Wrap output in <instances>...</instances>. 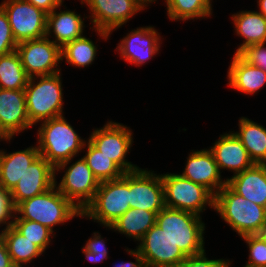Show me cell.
Segmentation results:
<instances>
[{"label": "cell", "mask_w": 266, "mask_h": 267, "mask_svg": "<svg viewBox=\"0 0 266 267\" xmlns=\"http://www.w3.org/2000/svg\"><path fill=\"white\" fill-rule=\"evenodd\" d=\"M37 148L54 168L84 151L87 140L82 139L64 115L39 123Z\"/></svg>", "instance_id": "1"}, {"label": "cell", "mask_w": 266, "mask_h": 267, "mask_svg": "<svg viewBox=\"0 0 266 267\" xmlns=\"http://www.w3.org/2000/svg\"><path fill=\"white\" fill-rule=\"evenodd\" d=\"M240 236L257 234L266 222V208L236 194L227 184L214 196V208Z\"/></svg>", "instance_id": "2"}, {"label": "cell", "mask_w": 266, "mask_h": 267, "mask_svg": "<svg viewBox=\"0 0 266 267\" xmlns=\"http://www.w3.org/2000/svg\"><path fill=\"white\" fill-rule=\"evenodd\" d=\"M75 217H82V212L54 185L46 192L19 203L15 207L14 219L39 222L54 232L56 225H64Z\"/></svg>", "instance_id": "3"}, {"label": "cell", "mask_w": 266, "mask_h": 267, "mask_svg": "<svg viewBox=\"0 0 266 267\" xmlns=\"http://www.w3.org/2000/svg\"><path fill=\"white\" fill-rule=\"evenodd\" d=\"M61 78V72L29 77L24 91L27 115L32 125L64 115Z\"/></svg>", "instance_id": "4"}, {"label": "cell", "mask_w": 266, "mask_h": 267, "mask_svg": "<svg viewBox=\"0 0 266 267\" xmlns=\"http://www.w3.org/2000/svg\"><path fill=\"white\" fill-rule=\"evenodd\" d=\"M194 213L164 207L156 215V224L179 247L183 254L193 256L205 251V223Z\"/></svg>", "instance_id": "5"}, {"label": "cell", "mask_w": 266, "mask_h": 267, "mask_svg": "<svg viewBox=\"0 0 266 267\" xmlns=\"http://www.w3.org/2000/svg\"><path fill=\"white\" fill-rule=\"evenodd\" d=\"M130 208L128 172L121 178L100 182L94 199L83 210L81 218L110 227Z\"/></svg>", "instance_id": "6"}, {"label": "cell", "mask_w": 266, "mask_h": 267, "mask_svg": "<svg viewBox=\"0 0 266 267\" xmlns=\"http://www.w3.org/2000/svg\"><path fill=\"white\" fill-rule=\"evenodd\" d=\"M166 207L194 213L200 217L207 206L214 208V195L204 186L175 173L161 174Z\"/></svg>", "instance_id": "7"}, {"label": "cell", "mask_w": 266, "mask_h": 267, "mask_svg": "<svg viewBox=\"0 0 266 267\" xmlns=\"http://www.w3.org/2000/svg\"><path fill=\"white\" fill-rule=\"evenodd\" d=\"M71 161L72 159L55 167V186L75 207L83 212L94 199L100 182L93 175L83 157L67 167ZM62 170H64V174L58 184L56 174Z\"/></svg>", "instance_id": "8"}, {"label": "cell", "mask_w": 266, "mask_h": 267, "mask_svg": "<svg viewBox=\"0 0 266 267\" xmlns=\"http://www.w3.org/2000/svg\"><path fill=\"white\" fill-rule=\"evenodd\" d=\"M90 11V23L104 40L145 7L138 0H81Z\"/></svg>", "instance_id": "9"}, {"label": "cell", "mask_w": 266, "mask_h": 267, "mask_svg": "<svg viewBox=\"0 0 266 267\" xmlns=\"http://www.w3.org/2000/svg\"><path fill=\"white\" fill-rule=\"evenodd\" d=\"M92 130L88 140L124 173L140 168L125 159L133 143V133L129 127L118 122L108 121L103 127Z\"/></svg>", "instance_id": "10"}, {"label": "cell", "mask_w": 266, "mask_h": 267, "mask_svg": "<svg viewBox=\"0 0 266 267\" xmlns=\"http://www.w3.org/2000/svg\"><path fill=\"white\" fill-rule=\"evenodd\" d=\"M0 7L5 11L15 41L46 37L47 13L26 0H3Z\"/></svg>", "instance_id": "11"}, {"label": "cell", "mask_w": 266, "mask_h": 267, "mask_svg": "<svg viewBox=\"0 0 266 267\" xmlns=\"http://www.w3.org/2000/svg\"><path fill=\"white\" fill-rule=\"evenodd\" d=\"M50 39L43 37L18 43L16 51L29 77L61 72V47Z\"/></svg>", "instance_id": "12"}, {"label": "cell", "mask_w": 266, "mask_h": 267, "mask_svg": "<svg viewBox=\"0 0 266 267\" xmlns=\"http://www.w3.org/2000/svg\"><path fill=\"white\" fill-rule=\"evenodd\" d=\"M136 249L146 267H178L186 258L179 247L157 224L138 241Z\"/></svg>", "instance_id": "13"}, {"label": "cell", "mask_w": 266, "mask_h": 267, "mask_svg": "<svg viewBox=\"0 0 266 267\" xmlns=\"http://www.w3.org/2000/svg\"><path fill=\"white\" fill-rule=\"evenodd\" d=\"M129 204L157 215L165 207L161 175L146 168L129 172Z\"/></svg>", "instance_id": "14"}, {"label": "cell", "mask_w": 266, "mask_h": 267, "mask_svg": "<svg viewBox=\"0 0 266 267\" xmlns=\"http://www.w3.org/2000/svg\"><path fill=\"white\" fill-rule=\"evenodd\" d=\"M129 32L115 48L124 61L139 67L159 53L161 36L154 26L138 27Z\"/></svg>", "instance_id": "15"}, {"label": "cell", "mask_w": 266, "mask_h": 267, "mask_svg": "<svg viewBox=\"0 0 266 267\" xmlns=\"http://www.w3.org/2000/svg\"><path fill=\"white\" fill-rule=\"evenodd\" d=\"M55 185V168L39 155L9 192L16 207L24 200L46 192Z\"/></svg>", "instance_id": "16"}, {"label": "cell", "mask_w": 266, "mask_h": 267, "mask_svg": "<svg viewBox=\"0 0 266 267\" xmlns=\"http://www.w3.org/2000/svg\"><path fill=\"white\" fill-rule=\"evenodd\" d=\"M32 126L27 115L24 89H0V131L7 138H13Z\"/></svg>", "instance_id": "17"}, {"label": "cell", "mask_w": 266, "mask_h": 267, "mask_svg": "<svg viewBox=\"0 0 266 267\" xmlns=\"http://www.w3.org/2000/svg\"><path fill=\"white\" fill-rule=\"evenodd\" d=\"M186 162L180 175L206 187L214 196L226 185L227 180H222L217 163L209 149L192 150Z\"/></svg>", "instance_id": "18"}, {"label": "cell", "mask_w": 266, "mask_h": 267, "mask_svg": "<svg viewBox=\"0 0 266 267\" xmlns=\"http://www.w3.org/2000/svg\"><path fill=\"white\" fill-rule=\"evenodd\" d=\"M209 150L214 156L220 173L222 169H226L236 175L254 165L244 145L232 131L220 135Z\"/></svg>", "instance_id": "19"}, {"label": "cell", "mask_w": 266, "mask_h": 267, "mask_svg": "<svg viewBox=\"0 0 266 267\" xmlns=\"http://www.w3.org/2000/svg\"><path fill=\"white\" fill-rule=\"evenodd\" d=\"M63 3L47 14L46 37L61 48L68 42L83 36L84 20L81 15L71 10H61ZM58 8L61 10L58 12ZM84 19V20H83ZM53 33V34H52Z\"/></svg>", "instance_id": "20"}, {"label": "cell", "mask_w": 266, "mask_h": 267, "mask_svg": "<svg viewBox=\"0 0 266 267\" xmlns=\"http://www.w3.org/2000/svg\"><path fill=\"white\" fill-rule=\"evenodd\" d=\"M226 180L236 194L266 208V164H254Z\"/></svg>", "instance_id": "21"}, {"label": "cell", "mask_w": 266, "mask_h": 267, "mask_svg": "<svg viewBox=\"0 0 266 267\" xmlns=\"http://www.w3.org/2000/svg\"><path fill=\"white\" fill-rule=\"evenodd\" d=\"M227 71L228 86L242 94H256L266 85V72L234 53Z\"/></svg>", "instance_id": "22"}, {"label": "cell", "mask_w": 266, "mask_h": 267, "mask_svg": "<svg viewBox=\"0 0 266 267\" xmlns=\"http://www.w3.org/2000/svg\"><path fill=\"white\" fill-rule=\"evenodd\" d=\"M37 145L7 153L0 150V187L11 191L29 165L39 156Z\"/></svg>", "instance_id": "23"}, {"label": "cell", "mask_w": 266, "mask_h": 267, "mask_svg": "<svg viewBox=\"0 0 266 267\" xmlns=\"http://www.w3.org/2000/svg\"><path fill=\"white\" fill-rule=\"evenodd\" d=\"M231 19L235 34L244 39L236 49V54L250 45L266 43V18L261 13L243 10L232 14Z\"/></svg>", "instance_id": "24"}, {"label": "cell", "mask_w": 266, "mask_h": 267, "mask_svg": "<svg viewBox=\"0 0 266 267\" xmlns=\"http://www.w3.org/2000/svg\"><path fill=\"white\" fill-rule=\"evenodd\" d=\"M11 261L15 267H24L35 258L45 253L39 246L24 237L13 225L1 229Z\"/></svg>", "instance_id": "25"}, {"label": "cell", "mask_w": 266, "mask_h": 267, "mask_svg": "<svg viewBox=\"0 0 266 267\" xmlns=\"http://www.w3.org/2000/svg\"><path fill=\"white\" fill-rule=\"evenodd\" d=\"M238 121L239 130L232 132L242 142L254 164H266V128L247 117Z\"/></svg>", "instance_id": "26"}, {"label": "cell", "mask_w": 266, "mask_h": 267, "mask_svg": "<svg viewBox=\"0 0 266 267\" xmlns=\"http://www.w3.org/2000/svg\"><path fill=\"white\" fill-rule=\"evenodd\" d=\"M156 224V214L143 209H128L110 227H105L139 241Z\"/></svg>", "instance_id": "27"}, {"label": "cell", "mask_w": 266, "mask_h": 267, "mask_svg": "<svg viewBox=\"0 0 266 267\" xmlns=\"http://www.w3.org/2000/svg\"><path fill=\"white\" fill-rule=\"evenodd\" d=\"M171 21H188L211 17L213 0H164Z\"/></svg>", "instance_id": "28"}, {"label": "cell", "mask_w": 266, "mask_h": 267, "mask_svg": "<svg viewBox=\"0 0 266 267\" xmlns=\"http://www.w3.org/2000/svg\"><path fill=\"white\" fill-rule=\"evenodd\" d=\"M28 80L29 76L16 50L0 56V89H25Z\"/></svg>", "instance_id": "29"}, {"label": "cell", "mask_w": 266, "mask_h": 267, "mask_svg": "<svg viewBox=\"0 0 266 267\" xmlns=\"http://www.w3.org/2000/svg\"><path fill=\"white\" fill-rule=\"evenodd\" d=\"M84 146H87V149L83 158L99 182L115 180L123 176L124 172L88 139Z\"/></svg>", "instance_id": "30"}, {"label": "cell", "mask_w": 266, "mask_h": 267, "mask_svg": "<svg viewBox=\"0 0 266 267\" xmlns=\"http://www.w3.org/2000/svg\"><path fill=\"white\" fill-rule=\"evenodd\" d=\"M97 49L96 44L91 39L82 36L66 43L61 48L62 61L65 59L66 63L73 67H89L97 58Z\"/></svg>", "instance_id": "31"}, {"label": "cell", "mask_w": 266, "mask_h": 267, "mask_svg": "<svg viewBox=\"0 0 266 267\" xmlns=\"http://www.w3.org/2000/svg\"><path fill=\"white\" fill-rule=\"evenodd\" d=\"M20 233L29 239L32 243L39 246L44 252L51 244V237L55 236L54 232L48 227L25 219H14L12 224Z\"/></svg>", "instance_id": "32"}, {"label": "cell", "mask_w": 266, "mask_h": 267, "mask_svg": "<svg viewBox=\"0 0 266 267\" xmlns=\"http://www.w3.org/2000/svg\"><path fill=\"white\" fill-rule=\"evenodd\" d=\"M105 241L99 232H93L92 236L86 241L82 248V253L91 263L104 262L109 259Z\"/></svg>", "instance_id": "33"}, {"label": "cell", "mask_w": 266, "mask_h": 267, "mask_svg": "<svg viewBox=\"0 0 266 267\" xmlns=\"http://www.w3.org/2000/svg\"><path fill=\"white\" fill-rule=\"evenodd\" d=\"M249 248V258L246 264L266 267V241L258 235H245L241 237Z\"/></svg>", "instance_id": "34"}, {"label": "cell", "mask_w": 266, "mask_h": 267, "mask_svg": "<svg viewBox=\"0 0 266 267\" xmlns=\"http://www.w3.org/2000/svg\"><path fill=\"white\" fill-rule=\"evenodd\" d=\"M17 45L8 17L5 11L0 7V56L15 51Z\"/></svg>", "instance_id": "35"}, {"label": "cell", "mask_w": 266, "mask_h": 267, "mask_svg": "<svg viewBox=\"0 0 266 267\" xmlns=\"http://www.w3.org/2000/svg\"><path fill=\"white\" fill-rule=\"evenodd\" d=\"M266 43L250 45L244 48L239 55L253 66L266 72Z\"/></svg>", "instance_id": "36"}, {"label": "cell", "mask_w": 266, "mask_h": 267, "mask_svg": "<svg viewBox=\"0 0 266 267\" xmlns=\"http://www.w3.org/2000/svg\"><path fill=\"white\" fill-rule=\"evenodd\" d=\"M206 252L186 257L178 267H230L232 261L225 259H209Z\"/></svg>", "instance_id": "37"}, {"label": "cell", "mask_w": 266, "mask_h": 267, "mask_svg": "<svg viewBox=\"0 0 266 267\" xmlns=\"http://www.w3.org/2000/svg\"><path fill=\"white\" fill-rule=\"evenodd\" d=\"M15 207L12 203L9 191L0 187V227H8L13 224Z\"/></svg>", "instance_id": "38"}, {"label": "cell", "mask_w": 266, "mask_h": 267, "mask_svg": "<svg viewBox=\"0 0 266 267\" xmlns=\"http://www.w3.org/2000/svg\"><path fill=\"white\" fill-rule=\"evenodd\" d=\"M44 12L51 13L55 8L64 3V0H26Z\"/></svg>", "instance_id": "39"}, {"label": "cell", "mask_w": 266, "mask_h": 267, "mask_svg": "<svg viewBox=\"0 0 266 267\" xmlns=\"http://www.w3.org/2000/svg\"><path fill=\"white\" fill-rule=\"evenodd\" d=\"M126 252H128V254L130 256L135 257V262H118L119 264L117 265L116 263L114 264V267H146L143 257L141 256L140 252L137 249H125Z\"/></svg>", "instance_id": "40"}, {"label": "cell", "mask_w": 266, "mask_h": 267, "mask_svg": "<svg viewBox=\"0 0 266 267\" xmlns=\"http://www.w3.org/2000/svg\"><path fill=\"white\" fill-rule=\"evenodd\" d=\"M0 267H15L11 261L6 244L0 235Z\"/></svg>", "instance_id": "41"}, {"label": "cell", "mask_w": 266, "mask_h": 267, "mask_svg": "<svg viewBox=\"0 0 266 267\" xmlns=\"http://www.w3.org/2000/svg\"><path fill=\"white\" fill-rule=\"evenodd\" d=\"M259 13H261L266 18V0H257Z\"/></svg>", "instance_id": "42"}, {"label": "cell", "mask_w": 266, "mask_h": 267, "mask_svg": "<svg viewBox=\"0 0 266 267\" xmlns=\"http://www.w3.org/2000/svg\"><path fill=\"white\" fill-rule=\"evenodd\" d=\"M256 235L266 241V222L262 225L260 231Z\"/></svg>", "instance_id": "43"}, {"label": "cell", "mask_w": 266, "mask_h": 267, "mask_svg": "<svg viewBox=\"0 0 266 267\" xmlns=\"http://www.w3.org/2000/svg\"><path fill=\"white\" fill-rule=\"evenodd\" d=\"M145 8L148 6L150 3H155L157 0H138Z\"/></svg>", "instance_id": "44"}, {"label": "cell", "mask_w": 266, "mask_h": 267, "mask_svg": "<svg viewBox=\"0 0 266 267\" xmlns=\"http://www.w3.org/2000/svg\"><path fill=\"white\" fill-rule=\"evenodd\" d=\"M5 141L10 143V140H12V138H7L1 131H0V141Z\"/></svg>", "instance_id": "45"}, {"label": "cell", "mask_w": 266, "mask_h": 267, "mask_svg": "<svg viewBox=\"0 0 266 267\" xmlns=\"http://www.w3.org/2000/svg\"><path fill=\"white\" fill-rule=\"evenodd\" d=\"M244 267H261V266H254V265L246 264Z\"/></svg>", "instance_id": "46"}]
</instances>
